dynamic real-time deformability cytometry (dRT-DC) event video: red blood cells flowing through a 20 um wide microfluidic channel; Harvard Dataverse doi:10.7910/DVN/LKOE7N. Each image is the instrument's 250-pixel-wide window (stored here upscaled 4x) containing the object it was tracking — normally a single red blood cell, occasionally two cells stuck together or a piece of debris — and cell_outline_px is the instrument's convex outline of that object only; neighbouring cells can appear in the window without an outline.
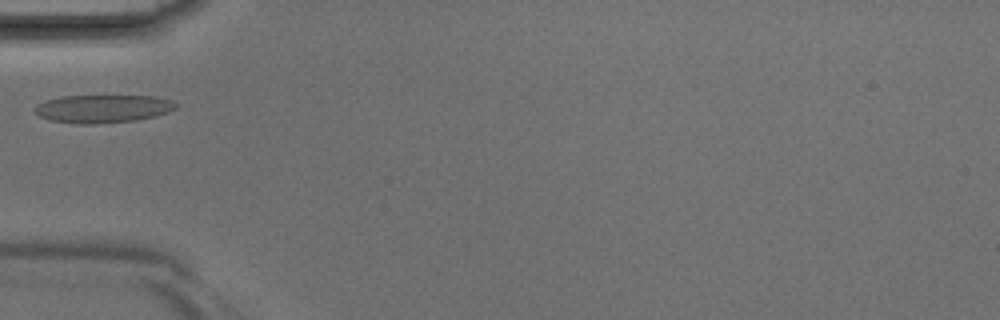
{"species": "Egyptian fruit bat (a non-hibernating species)", "species_latin": "Rousettus aegyptiacus", "temperature_condition": "room temperature", "stored_images_in_passage": 1, "camera_frame_rate_fps": 3000, "um_per_image_px": 0.085, "animal": {"sex": "male"}, "frame": {"image": 1, "passage_image": 1, "time_ms": 0.0, "image_size_px": [1000, 320], "cell_outline_px": [[176, 108], [168, 112], [136, 120], [96, 124], [80, 124], [48, 120], [40, 116], [36, 112], [36, 104], [44, 100], [60, 96], [152, 96], [172, 100], [176, 104]], "centroid_in_image_um": [8.7, 9.24], "position_along_channel_um": 76.3, "area_um2": 22.95}}